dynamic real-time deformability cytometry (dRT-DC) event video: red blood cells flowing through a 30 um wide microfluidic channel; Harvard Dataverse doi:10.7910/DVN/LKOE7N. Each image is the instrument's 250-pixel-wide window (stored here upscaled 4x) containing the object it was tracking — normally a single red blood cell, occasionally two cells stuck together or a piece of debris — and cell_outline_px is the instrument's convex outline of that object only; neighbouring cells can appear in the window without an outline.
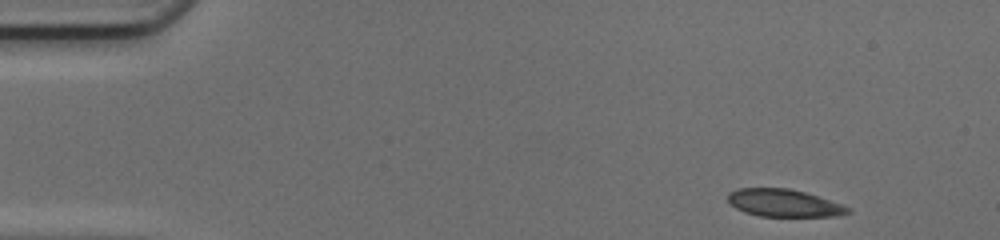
{"species": "common noctule bat (a hibernating species)", "species_latin": "Nyctalus noctula", "temperature_condition": "cold", "stored_images_in_passage": 45, "camera_frame_rate_fps": 3000, "um_per_image_px": 0.085, "animal": {"sex": "female", "body_mass_g": 17.0, "forearm_length_mm": 48.0}, "frame": {"image": 1, "passage_image": 1, "time_ms": 0.0, "image_size_px": [1000, 240], "cell_outline_px": [[852, 212], [836, 216], [760, 216], [744, 212], [736, 208], [728, 200], [728, 192], [736, 188], [788, 188], [804, 192], [852, 208]], "centroid_in_image_um": [66.61, 17.25], "position_along_channel_um": 18.4, "area_um2": 19.07}}
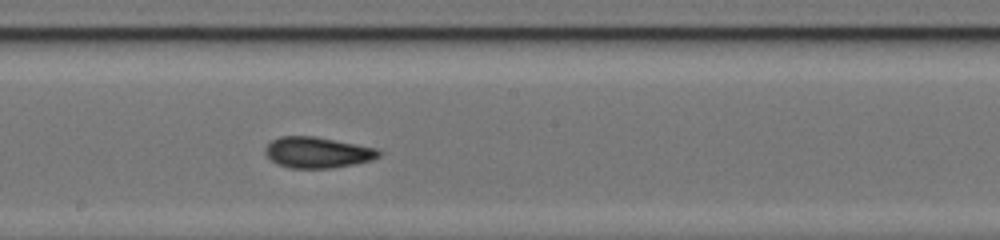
{"frame": {"image": 2, "passage_image": 23, "time_ms": 7.333, "image_size_px": [1000, 240], "cell_outline_px": [[384, 152], [380, 156], [372, 160], [332, 168], [292, 168], [276, 164], [264, 152], [264, 148], [272, 140], [280, 136], [316, 136], [380, 148]], "centroid_in_image_um": [27.03, 12.95], "position_along_channel_um": 221.2, "area_um2": 20.75}}
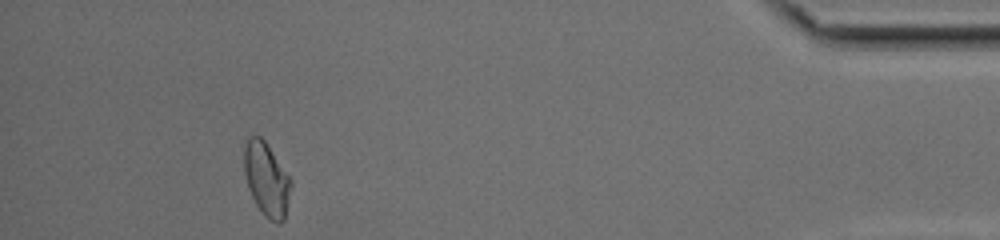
{"frame": {"image": 3, "passage_image": 41, "time_ms": 13.333, "image_size_px": [1000, 240], "cell_outline_px": [[292, 184], [284, 220], [280, 224], [276, 224], [264, 216], [256, 204], [248, 188], [244, 172], [244, 144], [248, 136], [260, 136], [264, 140], [292, 180]], "centroid_in_image_um": [22.65, 15.25], "position_along_channel_um": 412.5, "area_um2": 20.11}, "authors_computed_cell_mechanics": {"area_um2": 20.519, "velocity_mm_per_s": 4.2169, "shape_relaxation_time_tau1_ms": 6.5007, "shape_relaxation_time_tau2_ms": 2.5811, "deformation_change_tau1": 0.1606, "deformation_change_tau2": 0.0821}}